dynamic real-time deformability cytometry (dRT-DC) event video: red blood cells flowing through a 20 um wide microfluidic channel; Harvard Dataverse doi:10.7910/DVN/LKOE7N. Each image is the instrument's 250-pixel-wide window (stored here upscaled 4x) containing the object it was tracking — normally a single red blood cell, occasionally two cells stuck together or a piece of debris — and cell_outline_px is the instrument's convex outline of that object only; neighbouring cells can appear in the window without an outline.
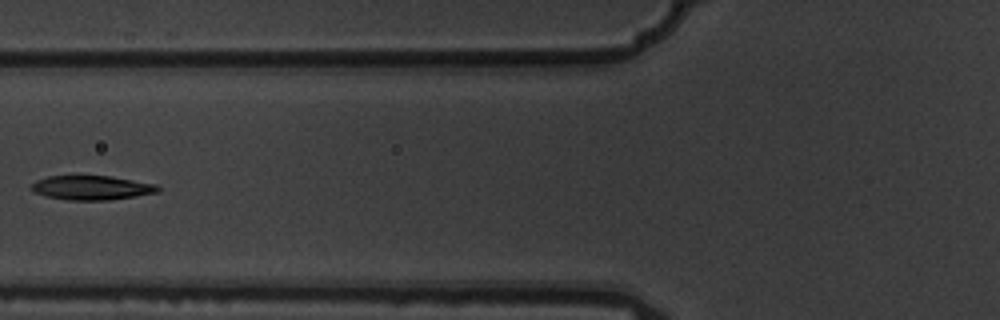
{"species": "common noctule bat (a hibernating species)", "species_latin": "Nyctalus noctula", "temperature_condition": "warm", "stored_images_in_passage": 7, "camera_frame_rate_fps": 3000, "um_per_image_px": 0.085, "animal": {"sex": "male", "body_mass_g": 19.5, "forearm_length_mm": 54.6}, "frame": {"image": 1, "passage_image": 6, "time_ms": 1.667, "image_size_px": [1000, 320], "cell_outline_px": [[160, 192], [136, 196], [108, 200], [68, 200], [44, 196], [28, 188], [36, 180], [48, 176], [112, 176], [156, 184], [160, 188]], "centroid_in_image_um": [7.79, 15.96], "position_along_channel_um": 118.0, "area_um2": 17.98}}
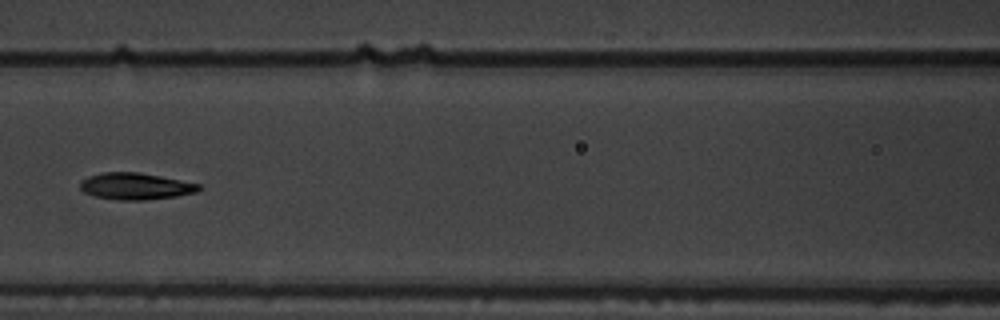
{"frame": {"image": 2, "passage_image": 7, "time_ms": 2.0, "image_size_px": [1000, 320], "cell_outline_px": [[204, 188], [196, 192], [176, 196], [144, 200], [120, 200], [96, 196], [84, 192], [80, 188], [80, 180], [88, 176], [104, 172], [140, 172], [200, 184]], "centroid_in_image_um": [11.53, 15.82], "position_along_channel_um": 155.1, "area_um2": 18.44}}